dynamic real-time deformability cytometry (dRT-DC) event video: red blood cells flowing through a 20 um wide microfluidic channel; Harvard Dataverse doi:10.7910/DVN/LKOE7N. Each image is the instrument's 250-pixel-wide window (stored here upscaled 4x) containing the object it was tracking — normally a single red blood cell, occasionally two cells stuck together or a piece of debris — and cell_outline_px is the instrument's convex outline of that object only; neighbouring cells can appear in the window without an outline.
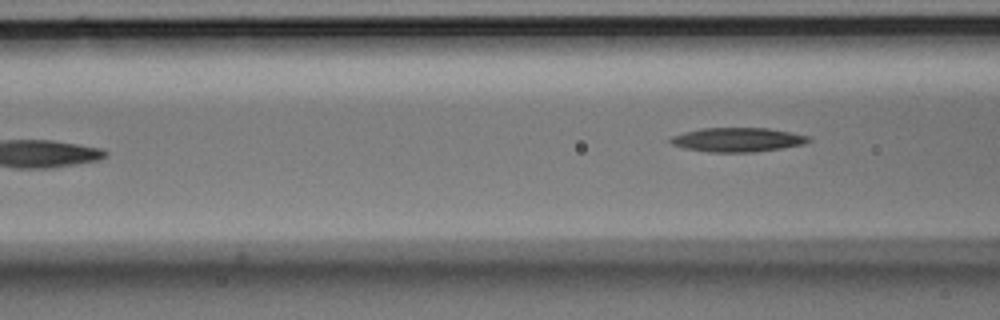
{"species": "Egyptian fruit bat (a non-hibernating species)", "species_latin": "Rousettus aegyptiacus", "temperature_condition": "room temperature", "stored_images_in_passage": 3, "camera_frame_rate_fps": 3000, "um_per_image_px": 0.085, "animal": {"sex": "male"}, "frame": {"image": 1, "passage_image": 3, "time_ms": 0.667, "image_size_px": [1000, 320], "cell_outline_px": [[812, 140], [804, 144], [756, 152], [708, 152], [684, 148], [672, 144], [668, 140], [672, 136], [684, 132], [700, 128], [768, 128], [812, 136]], "centroid_in_image_um": [62.7, 11.87], "position_along_channel_um": 103.9, "area_um2": 19.54}}